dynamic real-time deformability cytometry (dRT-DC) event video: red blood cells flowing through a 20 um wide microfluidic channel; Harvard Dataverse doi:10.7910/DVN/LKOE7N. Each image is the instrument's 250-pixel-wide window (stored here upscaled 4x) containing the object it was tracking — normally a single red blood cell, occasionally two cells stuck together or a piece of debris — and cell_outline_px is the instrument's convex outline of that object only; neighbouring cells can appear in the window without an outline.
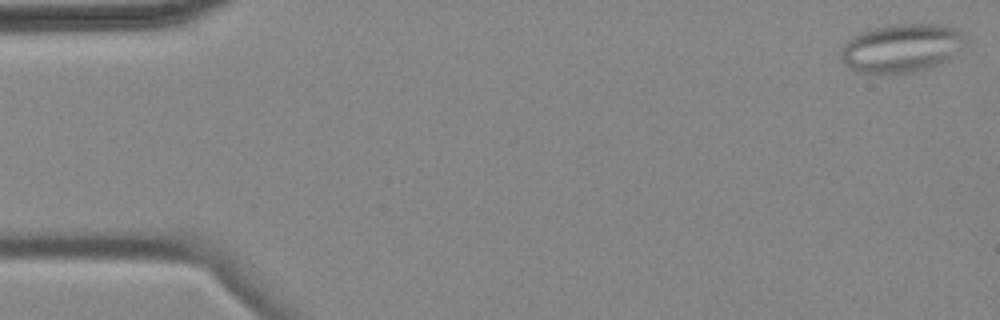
{"species": "common noctule bat (a hibernating species)", "species_latin": "Nyctalus noctula", "temperature_condition": "cold", "stored_images_in_passage": 5, "camera_frame_rate_fps": 3000, "um_per_image_px": 0.085, "animal": {"sex": "female", "body_mass_g": 18.4}, "frame": {"image": 1, "passage_image": 1, "time_ms": 0.0, "image_size_px": [1000, 320], "cell_outline_px": [[960, 36], [952, 56], [948, 60], [924, 68], [908, 72], [856, 72], [844, 64], [840, 56], [840, 52], [844, 44], [852, 36], [860, 32], [876, 28], [900, 24], [936, 24], [956, 28], [960, 32]], "centroid_in_image_um": [76.49, 4.07], "position_along_channel_um": 8.5, "area_um2": 33.7}}